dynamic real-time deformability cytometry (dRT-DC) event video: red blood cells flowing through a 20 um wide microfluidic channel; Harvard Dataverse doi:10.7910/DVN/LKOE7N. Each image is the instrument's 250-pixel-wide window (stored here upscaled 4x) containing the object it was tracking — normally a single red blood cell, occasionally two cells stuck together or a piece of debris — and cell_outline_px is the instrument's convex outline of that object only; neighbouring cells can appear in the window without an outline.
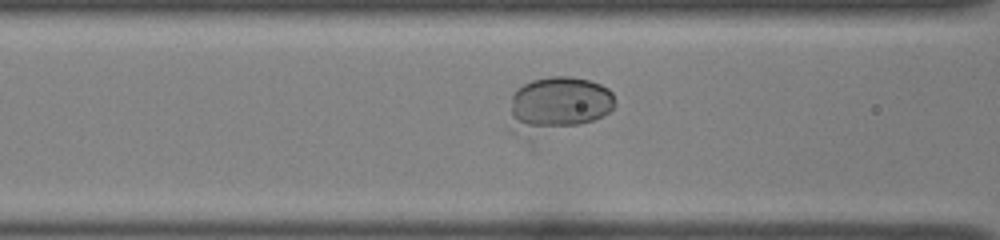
{"species": "common noctule bat (a hibernating species)", "species_latin": "Nyctalus noctula", "temperature_condition": "room temperature", "stored_images_in_passage": 33, "camera_frame_rate_fps": 3000, "um_per_image_px": 0.085, "animal": {"sex": "female", "body_mass_g": 22.0, "forearm_length_mm": 56.7}, "frame": {"image": 1, "passage_image": 9, "time_ms": 2.667, "image_size_px": [1000, 240], "cell_outline_px": [[616, 104], [604, 116], [580, 124], [540, 128], [536, 128], [520, 124], [512, 116], [512, 92], [516, 88], [532, 80], [552, 76], [568, 76], [588, 80], [600, 84], [608, 88], [612, 92]], "centroid_in_image_um": [47.63, 8.66], "position_along_channel_um": 119.0, "area_um2": 30.81}}
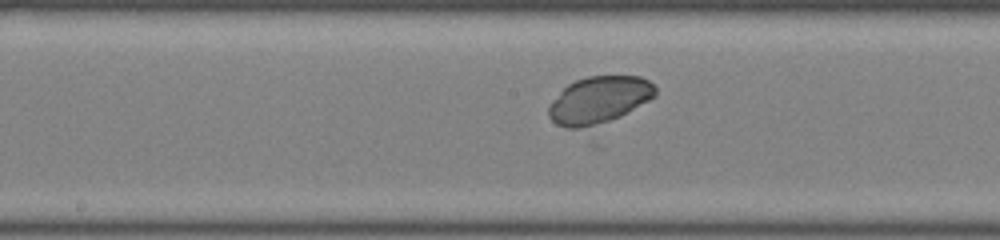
{"frame": {"image": 2, "passage_image": 15, "time_ms": 4.667, "image_size_px": [1000, 240], "cell_outline_px": [[656, 96], [620, 116], [608, 120], [580, 128], [564, 128], [556, 124], [548, 116], [548, 104], [568, 84], [576, 80], [588, 76], [640, 76], [648, 80], [656, 88]], "centroid_in_image_um": [50.89, 8.48], "position_along_channel_um": 197.3, "area_um2": 28.9}}
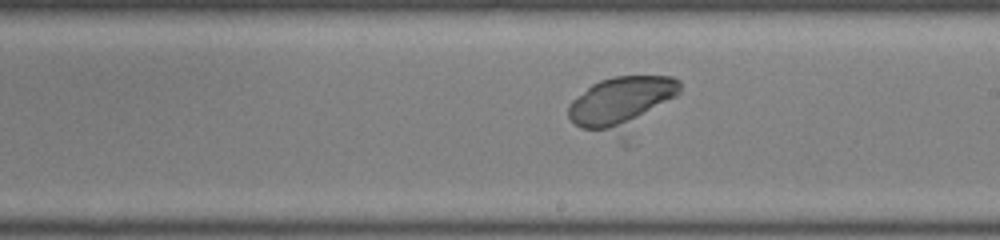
{"frame": {"image": 3, "passage_image": 18, "time_ms": 5.667, "image_size_px": [1000, 240], "cell_outline_px": [[680, 92], [676, 96], [636, 116], [608, 128], [580, 128], [568, 116], [568, 104], [572, 100], [592, 84], [600, 80], [616, 76], [672, 76], [680, 80]], "centroid_in_image_um": [52.74, 8.46], "position_along_channel_um": 236.3, "area_um2": 29.25}}